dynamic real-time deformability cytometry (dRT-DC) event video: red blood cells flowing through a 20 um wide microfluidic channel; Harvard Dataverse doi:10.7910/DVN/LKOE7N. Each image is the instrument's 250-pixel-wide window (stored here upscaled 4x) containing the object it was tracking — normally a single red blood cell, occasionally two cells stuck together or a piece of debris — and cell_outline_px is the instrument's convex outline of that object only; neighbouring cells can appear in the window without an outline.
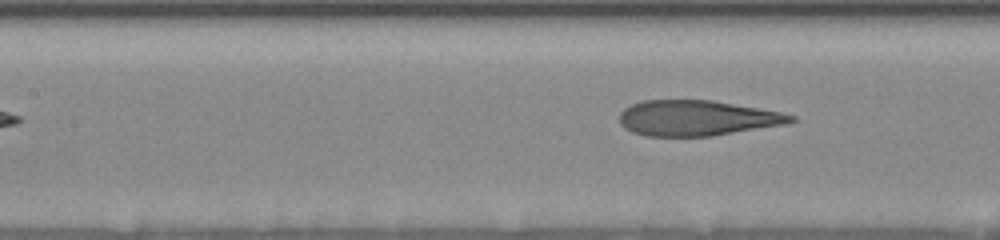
{"species": "human", "species_latin": "Homo sapiens", "temperature_condition": "room temperature", "stored_images_in_passage": 7, "segment_of_instrument_passage": [2, 2], "camera_frame_rate_fps": 3000, "um_per_image_px": 0.085, "donor": {"sex": "female"}, "frame": {"image": 1, "passage_image": 7, "time_ms": 6.0, "image_size_px": [1000, 240], "cell_outline_px": [[796, 120], [784, 124], [712, 136], [644, 136], [632, 132], [624, 128], [620, 124], [620, 112], [624, 108], [632, 104], [644, 100], [712, 100], [780, 112], [796, 116]], "centroid_in_image_um": [59.2, 10.03], "position_along_channel_um": 148.2, "area_um2": 35.26}}